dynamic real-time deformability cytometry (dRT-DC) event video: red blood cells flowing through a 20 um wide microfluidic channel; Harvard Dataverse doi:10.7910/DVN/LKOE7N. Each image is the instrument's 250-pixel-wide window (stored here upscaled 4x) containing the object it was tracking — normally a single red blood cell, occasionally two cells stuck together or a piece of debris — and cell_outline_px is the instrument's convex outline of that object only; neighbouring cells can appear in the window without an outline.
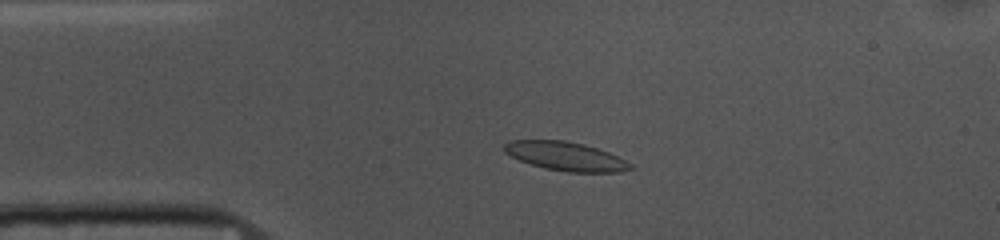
{"species": "common noctule bat (a hibernating species)", "species_latin": "Nyctalus noctula", "temperature_condition": "cold", "stored_images_in_passage": 51, "camera_frame_rate_fps": 3000, "um_per_image_px": 0.085, "animal": {"sex": "female", "body_mass_g": 10.0, "forearm_length_mm": 53.1}, "frame": {"image": 1, "passage_image": 9, "time_ms": 2.667, "image_size_px": [1000, 240], "cell_outline_px": [[636, 168], [620, 172], [568, 172], [544, 168], [520, 160], [504, 152], [504, 144], [508, 140], [564, 140], [584, 144], [608, 152], [632, 164]], "centroid_in_image_um": [48.09, 13.28], "position_along_channel_um": 36.9, "area_um2": 21.1}}
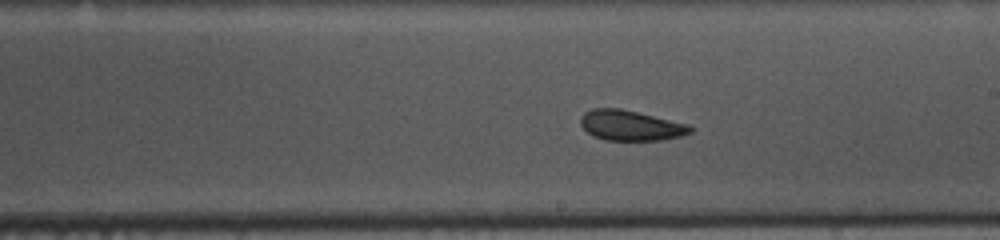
{"frame": {"image": 2, "passage_image": 27, "time_ms": 8.667, "image_size_px": [1000, 240], "cell_outline_px": [[692, 132], [680, 136], [664, 140], [604, 140], [592, 136], [580, 124], [580, 116], [584, 112], [592, 108], [620, 108], [688, 124], [692, 128]], "centroid_in_image_um": [53.57, 10.66], "position_along_channel_um": 235.4, "area_um2": 19.36}}
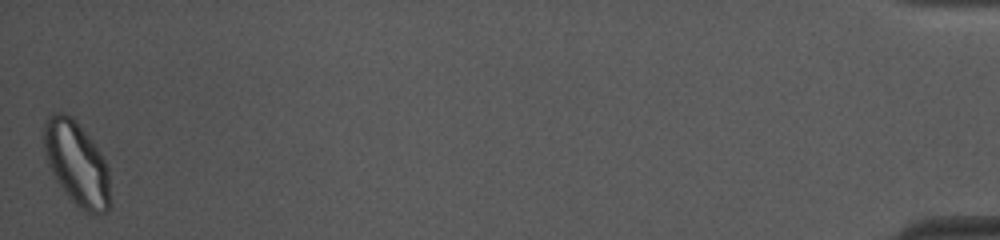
{"frame": {"image": 3, "passage_image": 51, "time_ms": 16.667, "image_size_px": [1000, 240], "cell_outline_px": [[108, 212], [96, 216], [80, 208], [68, 196], [56, 180], [48, 164], [44, 148], [44, 120], [52, 112], [64, 112], [72, 116], [88, 136], [100, 152], [108, 168]], "centroid_in_image_um": [6.49, 13.87], "position_along_channel_um": 428.7, "area_um2": 32.02}, "authors_computed_cell_mechanics": {"area_um2": 20.5768, "velocity_mm_per_s": 3.6804, "shape_relaxation_time_tau1_ms": 3.288, "shape_relaxation_time_tau2_ms": 1.8357, "deformation_change_tau1": 0.1222, "deformation_change_tau2": 0.0787}}